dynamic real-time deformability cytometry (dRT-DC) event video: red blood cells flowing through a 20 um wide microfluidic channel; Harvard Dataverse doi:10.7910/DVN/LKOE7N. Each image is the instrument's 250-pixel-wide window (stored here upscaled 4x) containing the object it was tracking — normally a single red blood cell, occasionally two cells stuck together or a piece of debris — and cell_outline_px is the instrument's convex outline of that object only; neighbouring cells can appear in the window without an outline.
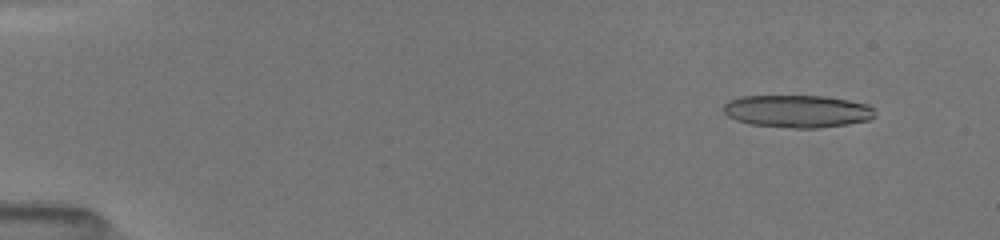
{"species": "common noctule bat (a hibernating species)", "species_latin": "Nyctalus noctula", "temperature_condition": "room temperature", "stored_images_in_passage": 7, "camera_frame_rate_fps": 3000, "um_per_image_px": 0.085, "animal": {"sex": "female", "body_mass_g": 19.5, "forearm_length_mm": 54.1}, "frame": {"image": 1, "passage_image": 2, "time_ms": 0.667, "image_size_px": [1000, 240], "cell_outline_px": [[876, 116], [868, 120], [848, 124], [820, 128], [792, 128], [748, 124], [736, 120], [728, 116], [724, 112], [724, 104], [728, 100], [740, 96], [824, 96], [848, 100], [868, 104], [872, 108]], "centroid_in_image_um": [67.76, 9.46], "position_along_channel_um": 17.2, "area_um2": 28.84}}